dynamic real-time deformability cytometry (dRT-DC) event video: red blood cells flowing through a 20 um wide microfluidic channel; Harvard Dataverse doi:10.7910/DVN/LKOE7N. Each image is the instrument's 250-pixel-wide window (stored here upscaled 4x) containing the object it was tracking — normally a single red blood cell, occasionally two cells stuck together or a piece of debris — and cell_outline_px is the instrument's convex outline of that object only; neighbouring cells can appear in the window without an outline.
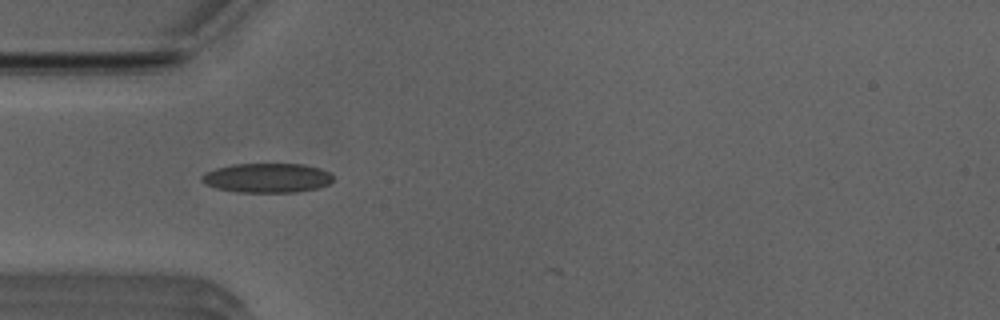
{"species": "Egyptian fruit bat (a non-hibernating species)", "species_latin": "Rousettus aegyptiacus", "temperature_condition": "room temperature", "stored_images_in_passage": 4, "camera_frame_rate_fps": 3000, "um_per_image_px": 0.085, "animal": {"sex": "male"}, "frame": {"image": 1, "passage_image": 2, "time_ms": 0.333, "image_size_px": [1000, 320], "cell_outline_px": [[332, 180], [328, 184], [316, 188], [296, 192], [240, 192], [216, 188], [204, 184], [200, 180], [200, 176], [204, 172], [216, 168], [232, 164], [304, 164], [320, 168], [328, 172], [332, 176]], "centroid_in_image_um": [22.65, 15.11], "position_along_channel_um": 62.4, "area_um2": 22.54}}